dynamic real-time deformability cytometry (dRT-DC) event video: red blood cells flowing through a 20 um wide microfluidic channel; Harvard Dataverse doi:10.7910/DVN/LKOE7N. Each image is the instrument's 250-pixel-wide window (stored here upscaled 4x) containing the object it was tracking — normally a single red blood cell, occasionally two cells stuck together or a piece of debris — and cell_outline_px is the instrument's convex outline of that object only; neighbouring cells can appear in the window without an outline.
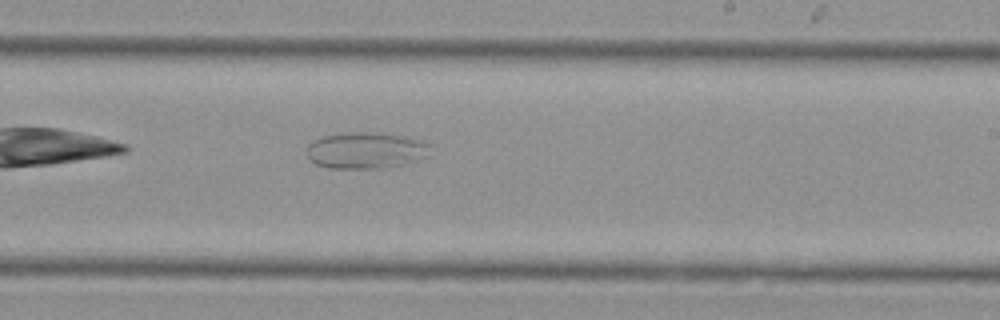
{"species": "Egyptian fruit bat (a non-hibernating species)", "species_latin": "Rousettus aegyptiacus", "temperature_condition": "cold", "stored_images_in_passage": 32, "camera_frame_rate_fps": 3000, "um_per_image_px": 0.085, "animal": {"sex": "female"}, "frame": {"image": 1, "passage_image": 14, "time_ms": 4.333, "image_size_px": [1000, 320], "cell_outline_px": [[432, 144], [428, 156], [404, 164], [380, 168], [328, 168], [316, 164], [308, 156], [308, 144], [324, 136], [340, 132], [380, 132], [404, 136], [424, 140]], "centroid_in_image_um": [31.15, 12.76], "position_along_channel_um": 257.8, "area_um2": 26.41}}